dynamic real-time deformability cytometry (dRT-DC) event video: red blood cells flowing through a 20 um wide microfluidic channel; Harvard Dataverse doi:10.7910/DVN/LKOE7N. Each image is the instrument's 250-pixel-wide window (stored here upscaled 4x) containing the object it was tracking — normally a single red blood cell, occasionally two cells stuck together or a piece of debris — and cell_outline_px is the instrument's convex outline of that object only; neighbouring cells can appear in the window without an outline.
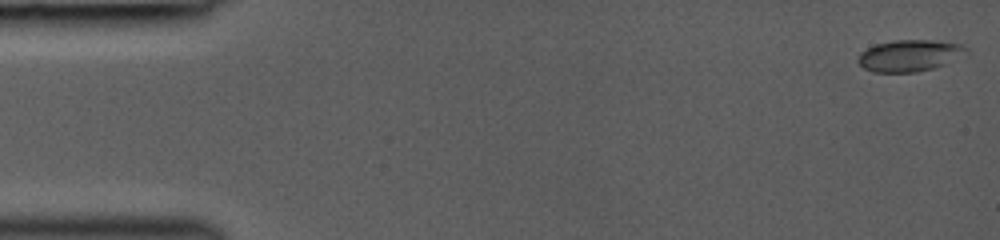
{"species": "common noctule bat (a hibernating species)", "species_latin": "Nyctalus noctula", "temperature_condition": "room temperature", "stored_images_in_passage": 5, "camera_frame_rate_fps": 3000, "um_per_image_px": 0.085, "animal": {"sex": "female", "body_mass_g": 19.0, "forearm_length_mm": 53.3}, "frame": {"image": 1, "passage_image": 1, "time_ms": 0.0, "image_size_px": [1000, 240], "cell_outline_px": [[968, 52], [944, 64], [932, 68], [916, 72], [872, 72], [864, 68], [856, 60], [860, 52], [876, 44], [896, 40], [932, 40], [964, 44], [968, 48]], "centroid_in_image_um": [77.3, 4.72], "position_along_channel_um": 7.7, "area_um2": 19.83}}
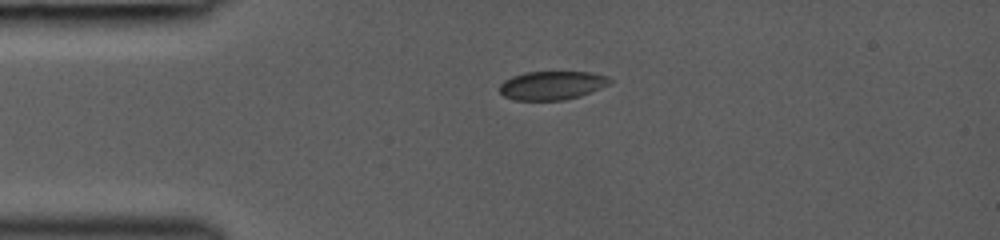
{"frame": {"image": 2, "passage_image": 4, "time_ms": 3.333, "image_size_px": [1000, 240], "cell_outline_px": [[612, 80], [608, 84], [600, 88], [580, 96], [564, 100], [512, 100], [504, 96], [500, 92], [500, 84], [504, 80], [512, 76], [524, 72], [588, 72], [608, 76]], "centroid_in_image_um": [46.89, 7.26], "position_along_channel_um": 38.1, "area_um2": 18.38}}